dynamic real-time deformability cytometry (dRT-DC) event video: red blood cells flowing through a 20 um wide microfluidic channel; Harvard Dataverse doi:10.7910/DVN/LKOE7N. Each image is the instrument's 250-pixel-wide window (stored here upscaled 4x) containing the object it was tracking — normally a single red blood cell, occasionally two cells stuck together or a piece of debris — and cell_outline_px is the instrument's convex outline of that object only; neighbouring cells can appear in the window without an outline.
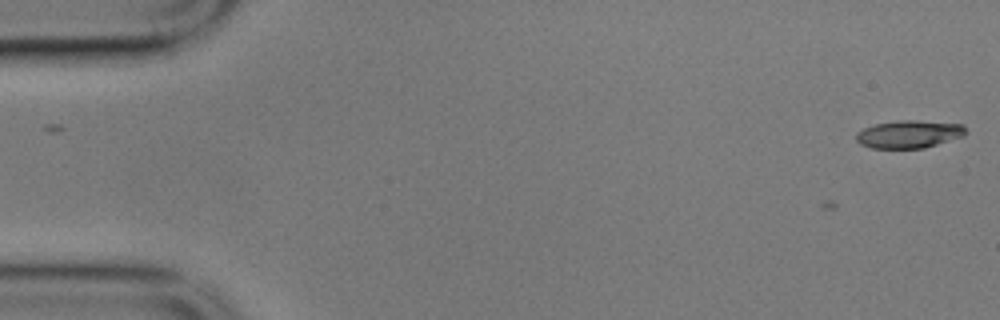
{"species": "common noctule bat (a hibernating species)", "species_latin": "Nyctalus noctula", "temperature_condition": "cold", "stored_images_in_passage": 42, "camera_frame_rate_fps": 3000, "um_per_image_px": 0.085, "animal": {"sex": "male", "body_mass_g": 17.9}, "frame": {"image": 1, "passage_image": 1, "time_ms": 0.0, "image_size_px": [1000, 320], "cell_outline_px": [[960, 128], [928, 144], [916, 148], [884, 148], [868, 144], [888, 124], [940, 124]], "centroid_in_image_um": [77.38, 11.5], "position_along_channel_um": 7.6, "area_um2": 11.04}}
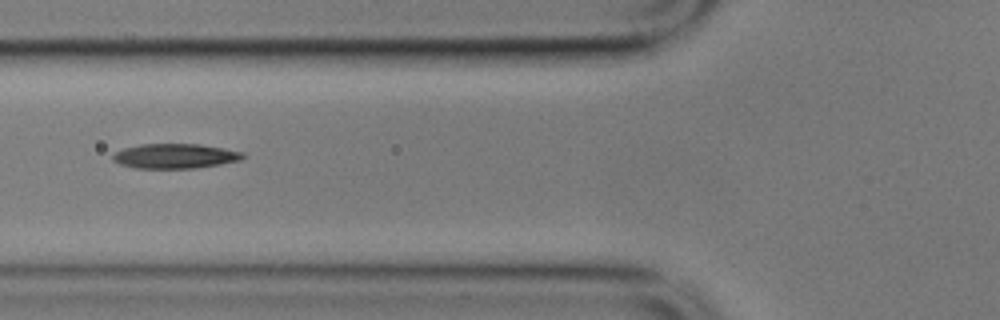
{"frame": {"image": 2, "passage_image": 21, "time_ms": 6.667, "image_size_px": [1000, 320], "cell_outline_px": [[236, 156], [224, 160], [208, 164], [136, 164], [124, 160], [120, 156], [140, 148], [208, 148], [228, 152]], "centroid_in_image_um": [14.98, 13.26], "position_along_channel_um": 110.8, "area_um2": 11.1}}
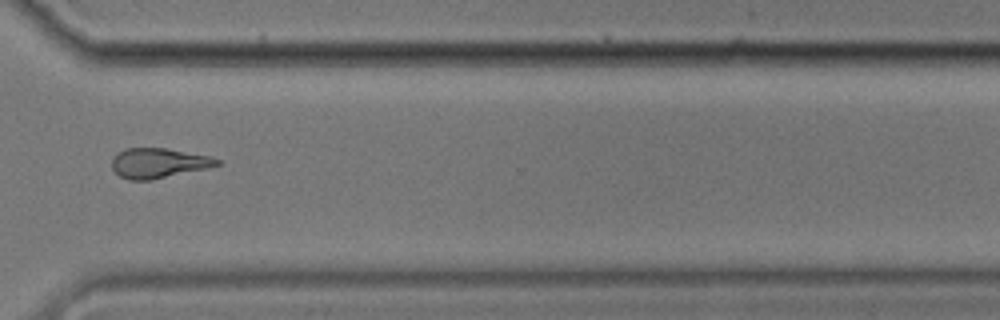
{"frame": {"image": 3, "passage_image": 42, "time_ms": 13.667, "image_size_px": [1000, 320], "cell_outline_px": [[212, 164], [160, 176], [124, 176], [140, 148], [152, 148], [176, 152], [196, 156]], "centroid_in_image_um": [13.79, 13.84], "position_along_channel_um": 356.8, "area_um2": 11.33}}